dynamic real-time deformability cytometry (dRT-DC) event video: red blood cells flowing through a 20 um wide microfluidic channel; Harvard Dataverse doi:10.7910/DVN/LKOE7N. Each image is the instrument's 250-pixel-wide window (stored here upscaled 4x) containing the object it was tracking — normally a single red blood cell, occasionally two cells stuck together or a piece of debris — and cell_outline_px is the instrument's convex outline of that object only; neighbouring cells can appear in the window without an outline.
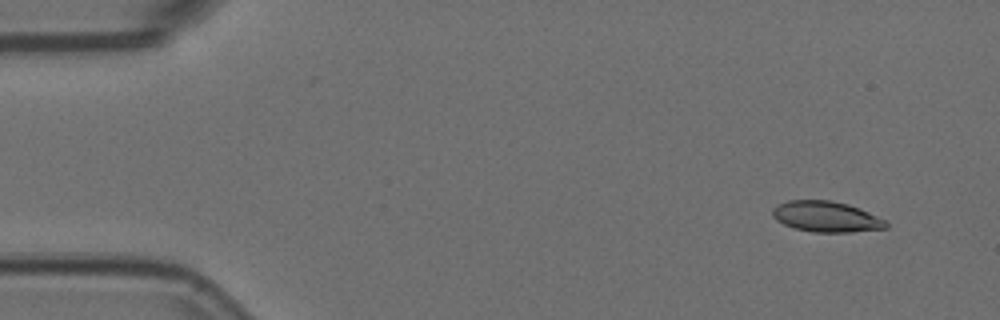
{"species": "Egyptian fruit bat (a non-hibernating species)", "species_latin": "Rousettus aegyptiacus", "temperature_condition": "room temperature", "stored_images_in_passage": 53, "camera_frame_rate_fps": 3000, "um_per_image_px": 0.085, "animal": {"sex": "female"}, "frame": {"image": 1, "passage_image": 3, "time_ms": 0.667, "image_size_px": [1000, 320], "cell_outline_px": [[888, 228], [852, 232], [812, 232], [796, 228], [784, 224], [776, 220], [772, 216], [772, 208], [788, 200], [832, 200], [848, 204], [860, 208], [888, 220]], "centroid_in_image_um": [70.28, 18.41], "position_along_channel_um": 14.7, "area_um2": 20.52}}
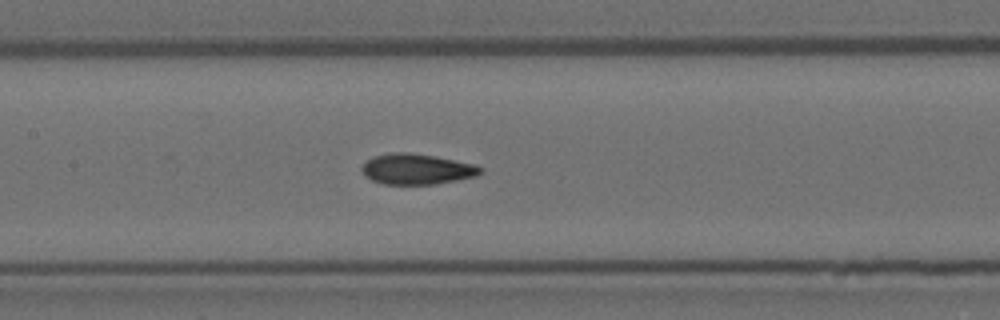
{"frame": {"image": 2, "passage_image": 24, "time_ms": 7.667, "image_size_px": [1000, 320], "cell_outline_px": [[484, 172], [476, 176], [436, 184], [384, 184], [372, 180], [364, 176], [360, 168], [368, 160], [376, 156], [392, 152], [408, 152], [436, 156], [476, 164], [484, 168]], "centroid_in_image_um": [35.47, 14.37], "position_along_channel_um": 171.9, "area_um2": 21.27}}
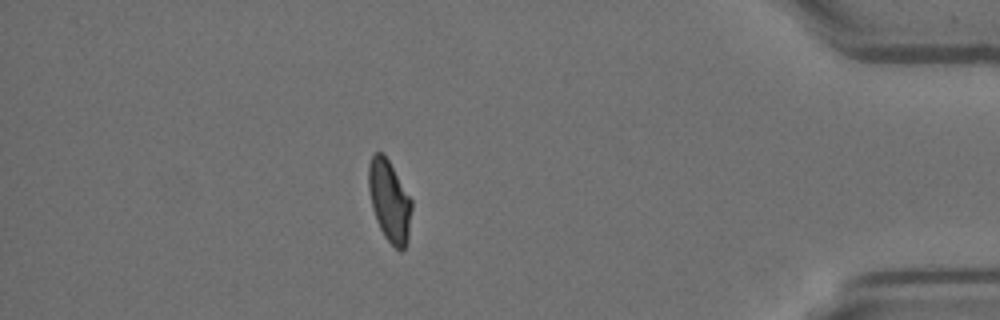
{"frame": {"image": 3, "passage_image": 46, "time_ms": 15.0, "image_size_px": [1000, 320], "cell_outline_px": [[412, 208], [408, 236], [404, 248], [400, 252], [384, 236], [376, 220], [372, 208], [368, 188], [368, 164], [372, 156], [376, 152], [384, 152], [412, 200]], "centroid_in_image_um": [33.09, 17.05], "position_along_channel_um": 402.1, "area_um2": 20.46}, "authors_computed_cell_mechanics": {"area_um2": 20.8658, "velocity_mm_per_s": 3.7489, "shape_relaxation_time_tau1_ms": 10.1482, "shape_relaxation_time_tau2_ms": 1.7676, "deformation_change_tau1": 0.2304, "deformation_change_tau2": 0.0581}}